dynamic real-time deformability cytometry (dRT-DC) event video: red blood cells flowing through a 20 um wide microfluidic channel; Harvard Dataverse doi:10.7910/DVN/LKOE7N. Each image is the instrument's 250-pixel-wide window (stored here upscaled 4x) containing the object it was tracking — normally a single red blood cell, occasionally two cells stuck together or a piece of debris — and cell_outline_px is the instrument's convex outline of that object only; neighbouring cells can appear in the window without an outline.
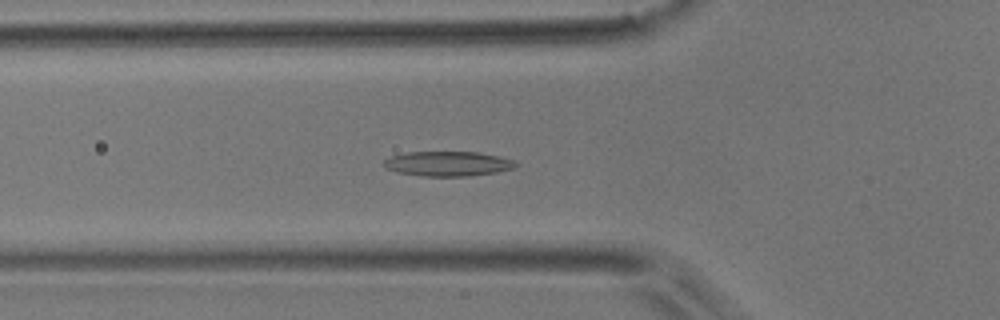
{"species": "common noctule bat (a hibernating species)", "species_latin": "Nyctalus noctula", "temperature_condition": "room temperature", "stored_images_in_passage": 51, "camera_frame_rate_fps": 3000, "um_per_image_px": 0.085, "animal": {"sex": "male", "body_mass_g": 17.9}, "frame": {"image": 1, "passage_image": 15, "time_ms": 4.667, "image_size_px": [1000, 320], "cell_outline_px": [[520, 164], [516, 168], [496, 172], [468, 176], [420, 176], [396, 172], [384, 168], [380, 164], [384, 160], [392, 156], [404, 152], [480, 152], [500, 156], [512, 160]], "centroid_in_image_um": [38.05, 13.91], "position_along_channel_um": 87.8, "area_um2": 19.36}}
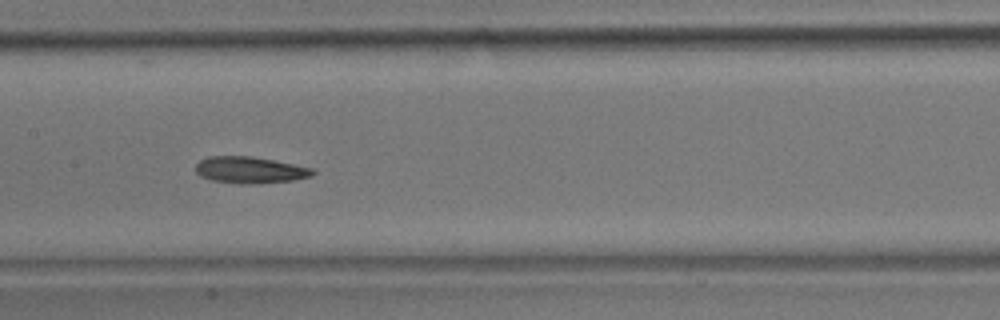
{"frame": {"image": 2, "passage_image": 23, "time_ms": 7.333, "image_size_px": [1000, 320], "cell_outline_px": [[316, 172], [312, 176], [292, 180], [248, 184], [236, 184], [212, 180], [200, 176], [196, 172], [196, 164], [200, 160], [208, 156], [248, 156], [272, 160], [312, 168]], "centroid_in_image_um": [21.21, 14.45], "position_along_channel_um": 186.2, "area_um2": 17.98}}
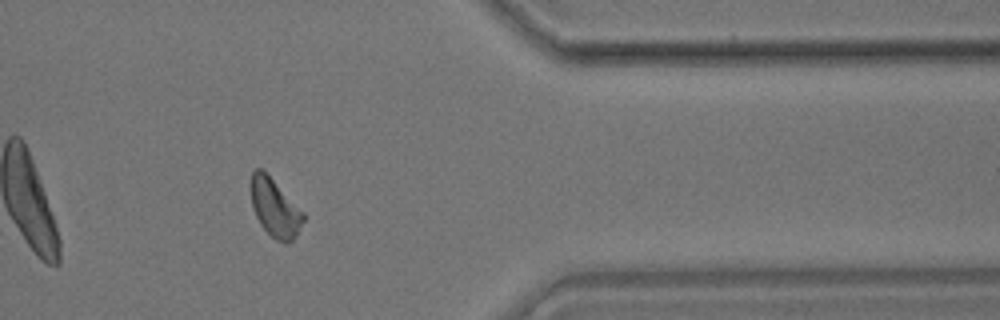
{"frame": {"image": 3, "passage_image": 41, "time_ms": 13.333, "image_size_px": [1000, 320], "cell_outline_px": [[304, 220], [292, 240], [284, 244], [276, 240], [260, 224], [252, 208], [252, 172], [256, 168], [260, 168], [304, 212]], "centroid_in_image_um": [23.37, 17.71], "position_along_channel_um": 388.0, "area_um2": 17.05}, "authors_computed_cell_mechanics": {"area_um2": 17.9758, "velocity_mm_per_s": 3.6678, "shape_relaxation_time_tau1_ms": 5.7094, "shape_relaxation_time_tau2_ms": 7.7065, "deformation_change_tau1": 0.1261, "deformation_change_tau2": 0.1615}}